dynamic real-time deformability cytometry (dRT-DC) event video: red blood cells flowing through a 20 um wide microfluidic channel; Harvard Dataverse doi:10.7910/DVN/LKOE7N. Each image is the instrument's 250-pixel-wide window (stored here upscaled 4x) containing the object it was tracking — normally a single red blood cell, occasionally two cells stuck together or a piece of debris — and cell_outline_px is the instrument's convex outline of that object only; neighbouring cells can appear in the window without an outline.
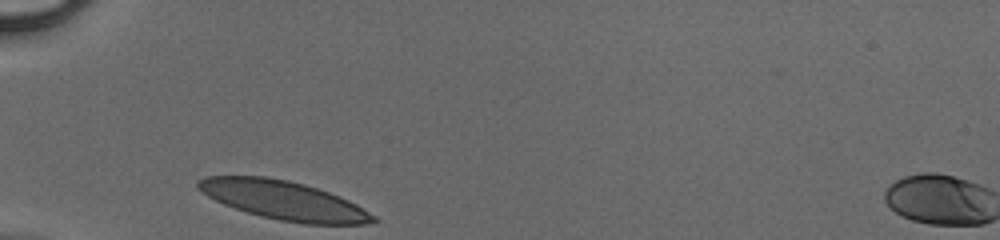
{"species": "human", "species_latin": "Homo sapiens", "temperature_condition": "cold", "stored_images_in_passage": 25, "camera_frame_rate_fps": 3000, "um_per_image_px": 0.085, "donor": {"sex": "male"}, "frame": {"image": 1, "passage_image": 1, "time_ms": 0.0, "image_size_px": [1000, 240], "cell_outline_px": [[376, 220], [364, 224], [304, 224], [280, 220], [260, 216], [224, 204], [208, 196], [196, 188], [196, 180], [204, 176], [264, 176], [288, 180], [304, 184], [328, 192], [348, 200], [356, 204], [376, 216]], "centroid_in_image_um": [24.07, 17.01], "position_along_channel_um": 60.9, "area_um2": 39.3}}
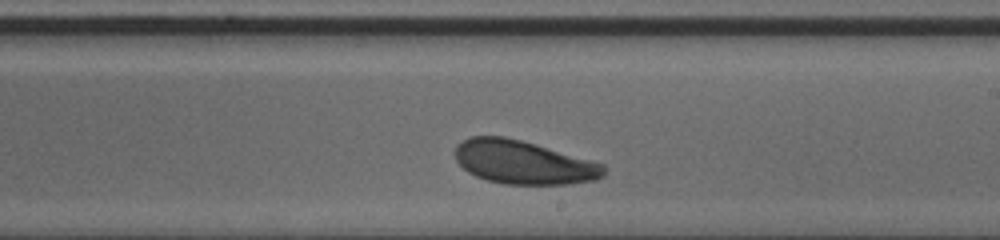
{"frame": {"image": 2, "passage_image": 15, "time_ms": 4.667, "image_size_px": [1000, 240], "cell_outline_px": [[604, 176], [596, 180], [568, 184], [504, 184], [488, 180], [476, 176], [468, 172], [456, 160], [456, 144], [472, 136], [504, 136], [536, 144], [604, 164]], "centroid_in_image_um": [44.49, 13.8], "position_along_channel_um": 244.5, "area_um2": 37.45}}
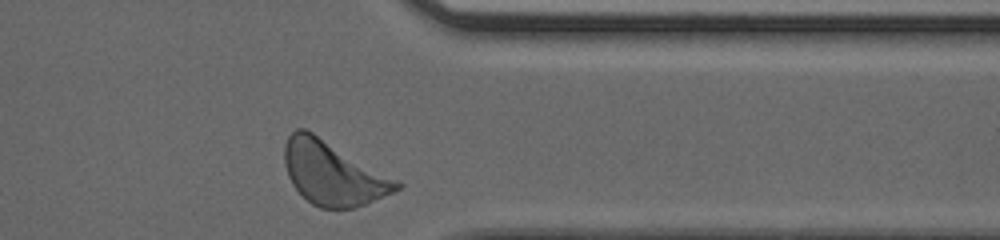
{"frame": {"image": 3, "passage_image": 25, "time_ms": 8.0, "image_size_px": [1000, 240], "cell_outline_px": [[404, 184], [400, 188], [392, 192], [364, 204], [352, 208], [320, 208], [312, 204], [292, 184], [288, 176], [284, 164], [284, 144], [288, 136], [296, 128], [304, 128], [312, 132], [400, 180]], "centroid_in_image_um": [28.3, 14.71], "position_along_channel_um": 383.1, "area_um2": 41.38}}